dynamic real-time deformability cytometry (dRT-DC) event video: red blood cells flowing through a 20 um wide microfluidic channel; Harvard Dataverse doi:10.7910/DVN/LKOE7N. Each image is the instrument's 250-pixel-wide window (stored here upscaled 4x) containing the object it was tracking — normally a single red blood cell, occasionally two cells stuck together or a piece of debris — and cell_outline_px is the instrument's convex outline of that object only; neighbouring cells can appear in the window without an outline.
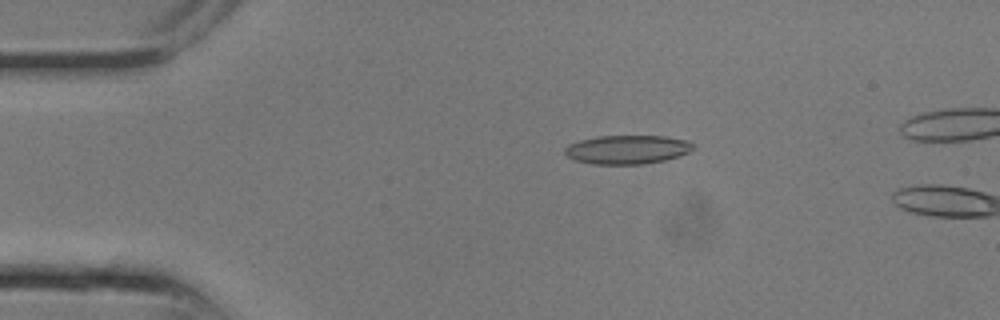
{"species": "common noctule bat (a hibernating species)", "species_latin": "Nyctalus noctula", "temperature_condition": "room temperature", "stored_images_in_passage": 4, "camera_frame_rate_fps": 3000, "um_per_image_px": 0.085, "animal": {"sex": "male", "body_mass_g": 13.3}, "frame": {"image": 1, "passage_image": 3, "time_ms": 0.667, "image_size_px": [1000, 320], "cell_outline_px": [[692, 148], [688, 152], [680, 156], [664, 160], [644, 164], [592, 164], [572, 160], [564, 152], [564, 148], [568, 144], [580, 140], [596, 136], [664, 136], [688, 140], [692, 144]], "centroid_in_image_um": [53.27, 12.71], "position_along_channel_um": 31.7, "area_um2": 21.62}}